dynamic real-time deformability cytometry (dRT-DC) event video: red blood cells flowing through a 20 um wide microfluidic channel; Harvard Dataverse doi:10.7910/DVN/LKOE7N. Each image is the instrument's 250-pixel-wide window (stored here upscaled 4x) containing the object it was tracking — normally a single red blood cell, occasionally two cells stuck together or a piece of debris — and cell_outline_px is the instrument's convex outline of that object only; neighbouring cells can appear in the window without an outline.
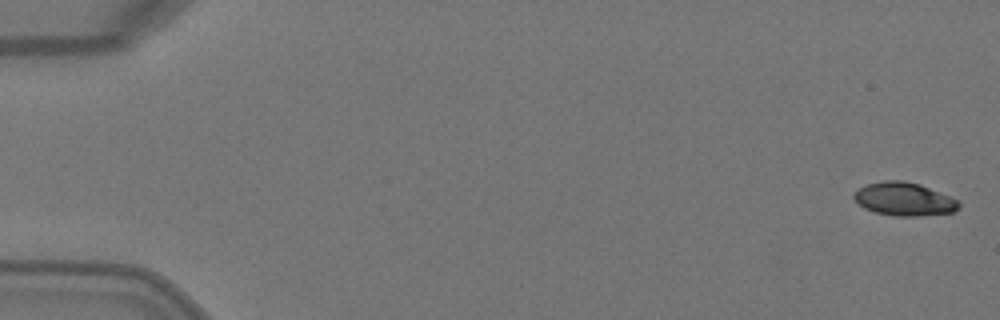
{"species": "Egyptian fruit bat (a non-hibernating species)", "species_latin": "Rousettus aegyptiacus", "temperature_condition": "warm", "stored_images_in_passage": 5, "camera_frame_rate_fps": 3000, "um_per_image_px": 0.085, "animal": {"sex": "female"}, "frame": {"image": 1, "passage_image": 1, "time_ms": 0.0, "image_size_px": [1000, 320], "cell_outline_px": [[960, 208], [952, 212], [916, 216], [896, 216], [876, 212], [864, 208], [852, 196], [860, 188], [868, 184], [884, 180], [904, 180], [920, 184], [948, 196], [956, 200], [960, 204]], "centroid_in_image_um": [76.85, 16.92], "position_along_channel_um": 8.2, "area_um2": 20.0}}
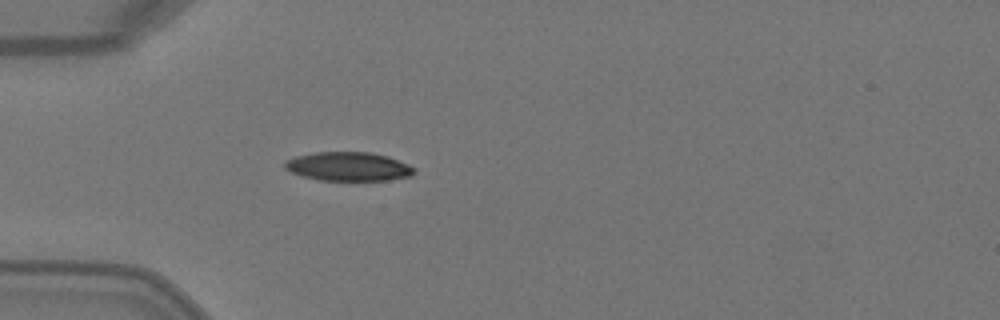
{"frame": {"image": 2, "passage_image": 5, "time_ms": 1.333, "image_size_px": [1000, 320], "cell_outline_px": [[416, 172], [412, 176], [388, 180], [320, 180], [304, 176], [292, 172], [284, 168], [284, 160], [296, 156], [316, 152], [368, 152], [388, 156], [408, 164], [416, 168]], "centroid_in_image_um": [29.64, 14.15], "position_along_channel_um": 55.4, "area_um2": 21.79}}